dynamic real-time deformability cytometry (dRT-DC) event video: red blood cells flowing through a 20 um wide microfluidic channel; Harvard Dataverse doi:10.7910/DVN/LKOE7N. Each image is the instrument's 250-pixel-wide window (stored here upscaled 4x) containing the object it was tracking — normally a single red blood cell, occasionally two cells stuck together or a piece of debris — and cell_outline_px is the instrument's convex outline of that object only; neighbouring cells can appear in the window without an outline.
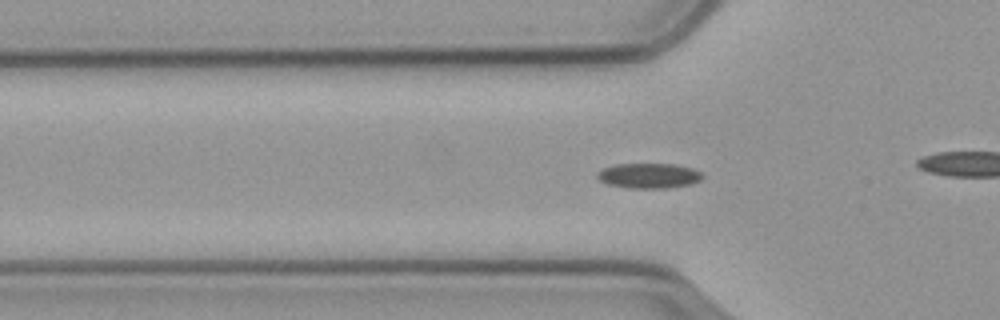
{"species": "common noctule bat (a hibernating species)", "species_latin": "Nyctalus noctula", "temperature_condition": "cold", "stored_images_in_passage": 42, "camera_frame_rate_fps": 3000, "um_per_image_px": 0.085, "animal": {"sex": "male", "body_mass_g": 23.1, "forearm_length_mm": 52.7}, "frame": {"image": 1, "passage_image": 2, "time_ms": 0.333, "image_size_px": [1000, 320], "cell_outline_px": [[704, 176], [700, 180], [692, 184], [668, 188], [628, 188], [608, 184], [600, 180], [596, 176], [596, 172], [604, 168], [616, 164], [676, 164], [692, 168], [700, 172]], "centroid_in_image_um": [55.16, 14.94], "position_along_channel_um": 70.6, "area_um2": 15.43}}
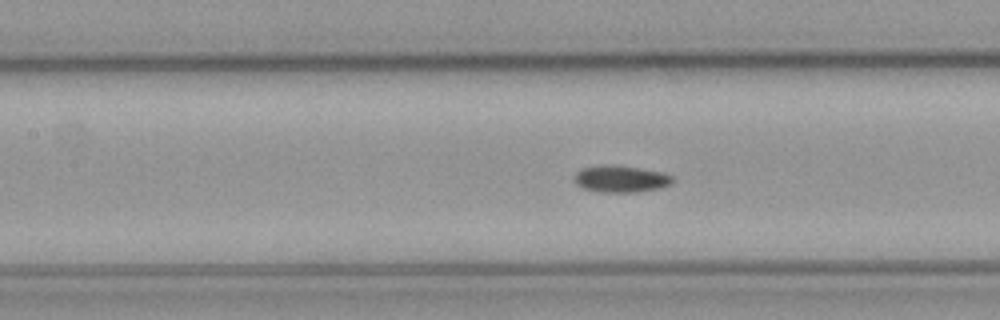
{"frame": {"image": 2, "passage_image": 9, "time_ms": 2.667, "image_size_px": [1000, 320], "cell_outline_px": [[672, 184], [660, 188], [636, 192], [600, 192], [584, 188], [576, 184], [576, 172], [584, 168], [604, 164], [608, 164], [664, 172], [672, 176]], "centroid_in_image_um": [52.8, 15.21], "position_along_channel_um": 154.6, "area_um2": 15.14}}
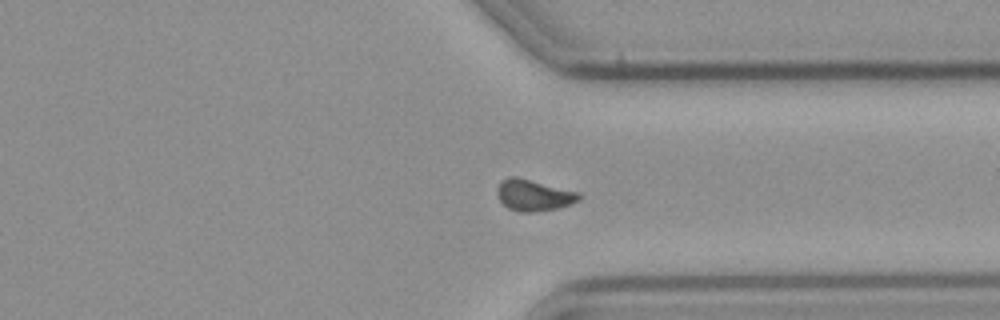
{"frame": {"image": 3, "passage_image": 27, "time_ms": 8.667, "image_size_px": [1000, 320], "cell_outline_px": [[580, 200], [572, 204], [556, 208], [532, 212], [520, 212], [508, 208], [500, 200], [496, 192], [496, 188], [500, 180], [508, 176], [516, 176], [580, 192]], "centroid_in_image_um": [45.35, 16.57], "position_along_channel_um": 366.1, "area_um2": 15.09}}